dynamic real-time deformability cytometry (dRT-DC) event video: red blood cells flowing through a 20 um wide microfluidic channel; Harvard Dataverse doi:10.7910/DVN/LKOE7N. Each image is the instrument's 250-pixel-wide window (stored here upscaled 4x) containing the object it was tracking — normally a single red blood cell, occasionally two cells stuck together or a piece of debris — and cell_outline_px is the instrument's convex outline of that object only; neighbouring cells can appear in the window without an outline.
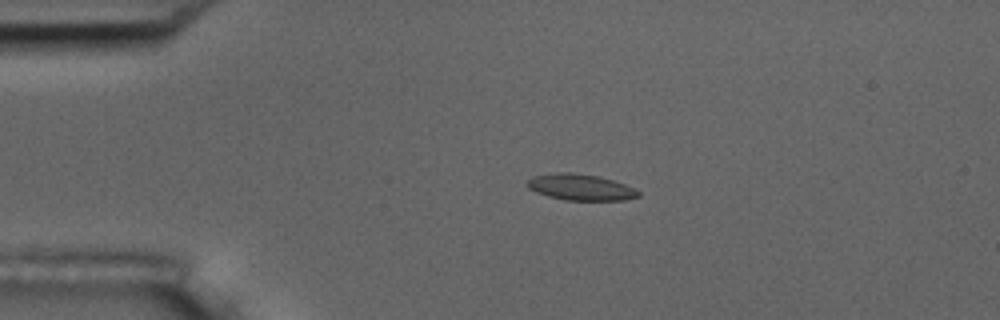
{"species": "common noctule bat (a hibernating species)", "species_latin": "Nyctalus noctula", "temperature_condition": "room temperature", "stored_images_in_passage": 5, "camera_frame_rate_fps": 3000, "um_per_image_px": 0.085, "animal": {"sex": "male", "body_mass_g": 17.5, "forearm_length_mm": 52.3}, "frame": {"image": 1, "passage_image": 4, "time_ms": 3.667, "image_size_px": [1000, 320], "cell_outline_px": [[640, 196], [624, 200], [564, 200], [548, 196], [536, 192], [528, 188], [524, 184], [532, 176], [556, 172], [568, 172], [596, 176], [612, 180], [624, 184], [640, 192]], "centroid_in_image_um": [49.29, 15.91], "position_along_channel_um": 35.7, "area_um2": 16.88}}